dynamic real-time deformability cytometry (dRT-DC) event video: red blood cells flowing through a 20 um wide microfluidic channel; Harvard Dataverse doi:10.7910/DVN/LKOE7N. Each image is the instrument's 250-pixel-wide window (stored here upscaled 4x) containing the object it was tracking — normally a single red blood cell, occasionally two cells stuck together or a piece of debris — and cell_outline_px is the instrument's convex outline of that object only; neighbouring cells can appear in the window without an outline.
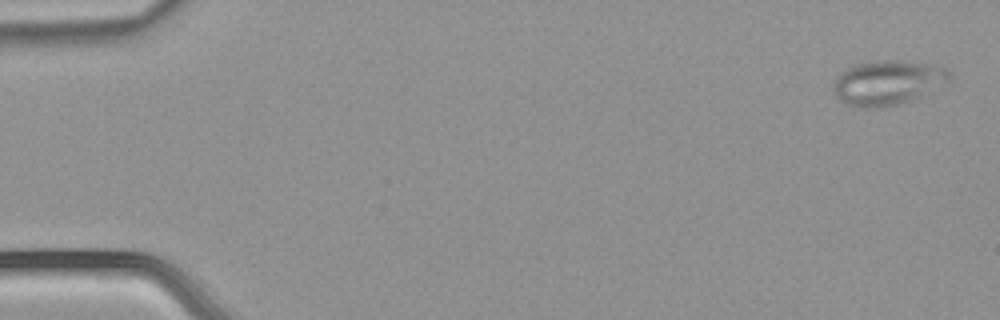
{"species": "common noctule bat (a hibernating species)", "species_latin": "Nyctalus noctula", "temperature_condition": "warm", "stored_images_in_passage": 7, "segment_of_instrument_passage": [1, 2], "camera_frame_rate_fps": 3000, "um_per_image_px": 0.085, "animal": {"sex": "male", "body_mass_g": 21.5, "forearm_length_mm": 52.0}, "frame": {"image": 1, "passage_image": 1, "time_ms": 0.0, "image_size_px": [1000, 320], "cell_outline_px": [[948, 80], [908, 100], [896, 104], [880, 108], [856, 108], [840, 100], [832, 92], [832, 84], [848, 68], [856, 64], [888, 60], [896, 60], [932, 64], [944, 68], [948, 72]], "centroid_in_image_um": [75.35, 7.03], "position_along_channel_um": 9.7, "area_um2": 29.13}}